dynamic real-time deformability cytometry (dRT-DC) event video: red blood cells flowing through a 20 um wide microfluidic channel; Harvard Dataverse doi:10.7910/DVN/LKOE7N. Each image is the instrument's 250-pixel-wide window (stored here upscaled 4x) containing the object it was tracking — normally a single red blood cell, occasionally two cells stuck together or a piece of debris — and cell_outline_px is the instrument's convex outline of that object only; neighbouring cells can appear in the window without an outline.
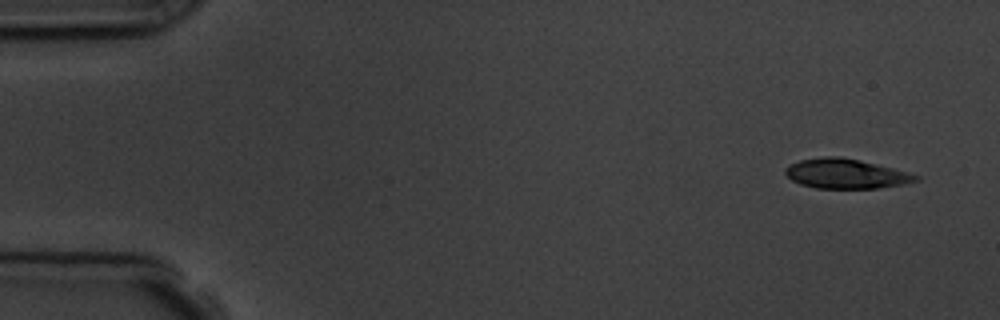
{"species": "common noctule bat (a hibernating species)", "species_latin": "Nyctalus noctula", "temperature_condition": "room temperature", "stored_images_in_passage": 5, "segment_of_instrument_passage": [2, 2], "camera_frame_rate_fps": 3000, "um_per_image_px": 0.085, "animal": {"sex": "male", "body_mass_g": 19.5, "forearm_length_mm": 54.6}, "frame": {"image": 1, "passage_image": 5, "time_ms": 6.333, "image_size_px": [1000, 320], "cell_outline_px": [[920, 180], [904, 184], [876, 188], [816, 188], [800, 184], [792, 180], [784, 172], [784, 168], [788, 164], [800, 160], [824, 156], [840, 156], [860, 160], [892, 168], [920, 176]], "centroid_in_image_um": [71.86, 14.76], "position_along_channel_um": 13.1, "area_um2": 22.54}}